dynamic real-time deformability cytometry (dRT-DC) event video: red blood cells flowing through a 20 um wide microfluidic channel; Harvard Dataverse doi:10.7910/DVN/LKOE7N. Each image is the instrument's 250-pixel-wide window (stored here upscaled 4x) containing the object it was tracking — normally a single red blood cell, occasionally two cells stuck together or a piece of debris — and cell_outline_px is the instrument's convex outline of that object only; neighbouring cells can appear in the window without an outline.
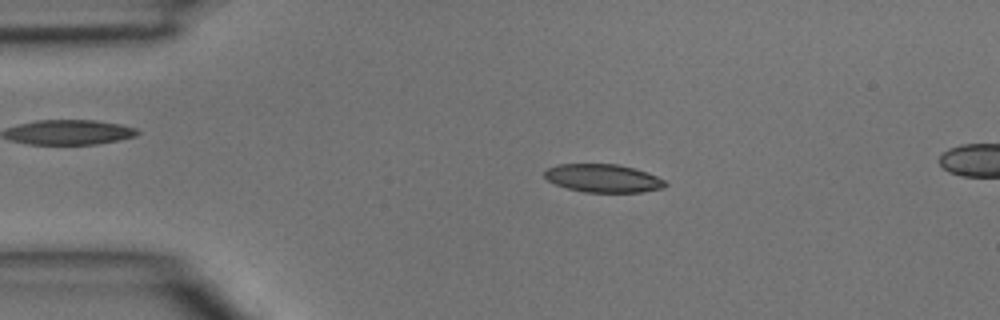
{"species": "common noctule bat (a hibernating species)", "species_latin": "Nyctalus noctula", "temperature_condition": "room temperature", "stored_images_in_passage": 44, "camera_frame_rate_fps": 3000, "um_per_image_px": 0.085, "animal": {"sex": "male", "body_mass_g": 15.6}, "frame": {"image": 1, "passage_image": 8, "time_ms": 2.333, "image_size_px": [1000, 320], "cell_outline_px": [[668, 184], [664, 188], [640, 192], [584, 192], [568, 188], [556, 184], [548, 180], [544, 176], [544, 172], [548, 168], [556, 164], [616, 164], [632, 168], [656, 176], [664, 180]], "centroid_in_image_um": [51.25, 15.15], "position_along_channel_um": 33.7, "area_um2": 19.59}}
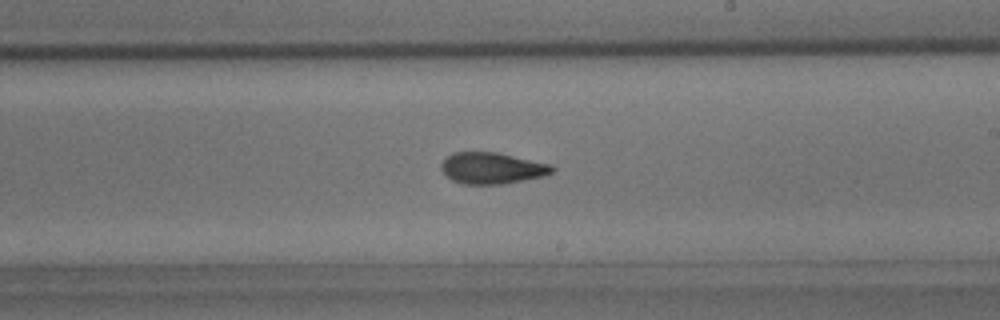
{"frame": {"image": 2, "passage_image": 25, "time_ms": 8.0, "image_size_px": [1000, 320], "cell_outline_px": [[556, 168], [552, 172], [544, 176], [504, 184], [460, 184], [452, 180], [440, 168], [440, 164], [452, 152], [496, 152], [552, 164]], "centroid_in_image_um": [41.83, 14.29], "position_along_channel_um": 247.2, "area_um2": 20.35}}
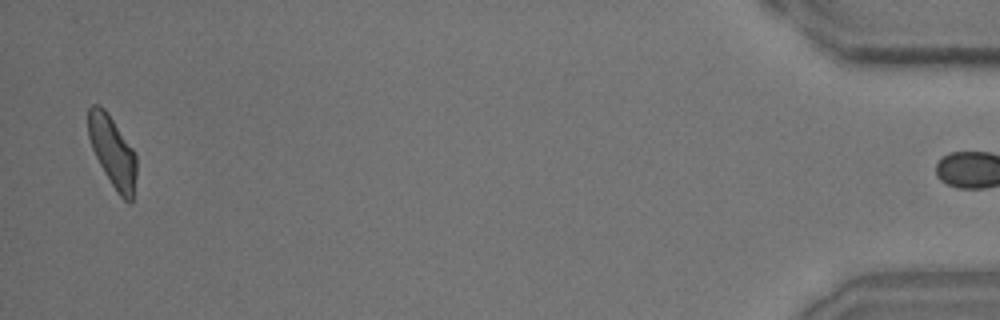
{"frame": {"image": 3, "passage_image": 43, "time_ms": 14.0, "image_size_px": [1000, 320], "cell_outline_px": [[136, 176], [132, 204], [128, 204], [116, 192], [104, 172], [92, 148], [88, 136], [88, 108], [92, 104], [100, 104], [104, 108], [132, 148], [136, 156]], "centroid_in_image_um": [9.56, 12.92], "position_along_channel_um": 425.6, "area_um2": 19.88}}